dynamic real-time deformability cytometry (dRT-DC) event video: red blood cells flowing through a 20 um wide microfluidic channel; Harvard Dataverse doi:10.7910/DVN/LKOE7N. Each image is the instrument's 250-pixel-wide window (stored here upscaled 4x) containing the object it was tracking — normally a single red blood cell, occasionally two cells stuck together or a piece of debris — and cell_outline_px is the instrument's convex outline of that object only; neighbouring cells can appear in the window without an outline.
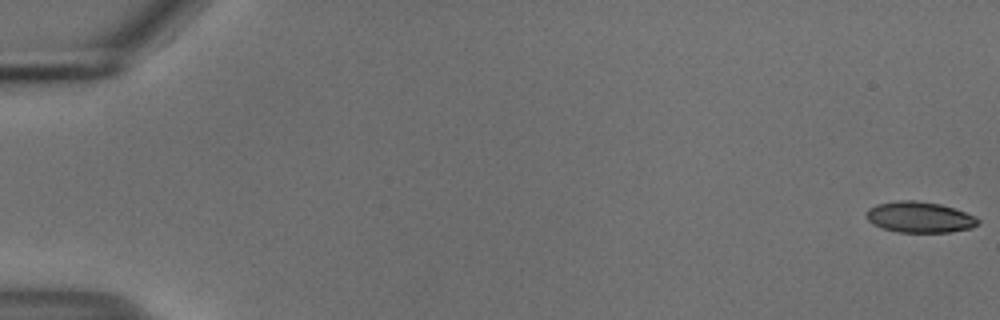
{"species": "common noctule bat (a hibernating species)", "species_latin": "Nyctalus noctula", "temperature_condition": "cold", "stored_images_in_passage": 55, "camera_frame_rate_fps": 3000, "um_per_image_px": 0.085, "animal": {"sex": "male", "body_mass_g": 18.8}, "frame": {"image": 1, "passage_image": 1, "time_ms": 0.0, "image_size_px": [1000, 320], "cell_outline_px": [[980, 220], [972, 228], [948, 232], [896, 232], [880, 228], [872, 224], [864, 216], [868, 208], [876, 204], [900, 200], [916, 200], [940, 204], [976, 216]], "centroid_in_image_um": [78.11, 18.46], "position_along_channel_um": 6.9, "area_um2": 20.23}}
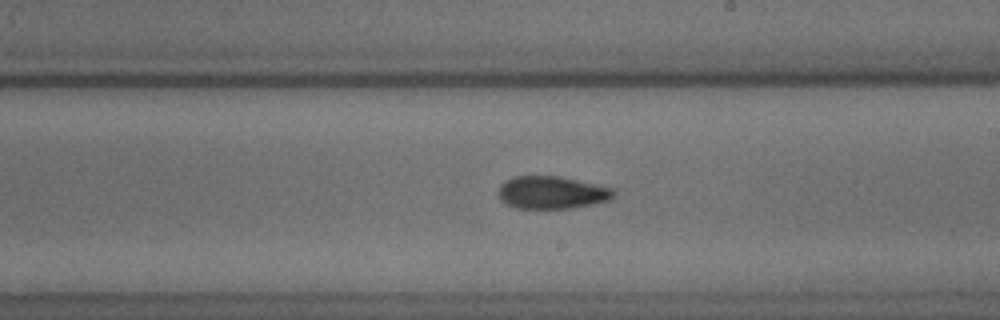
{"frame": {"image": 2, "passage_image": 33, "time_ms": 10.667, "image_size_px": [1000, 320], "cell_outline_px": [[616, 192], [608, 200], [592, 204], [572, 208], [516, 208], [504, 204], [500, 200], [496, 192], [500, 184], [504, 180], [516, 176], [560, 176], [616, 188]], "centroid_in_image_um": [46.87, 16.36], "position_along_channel_um": 242.1, "area_um2": 22.25}}
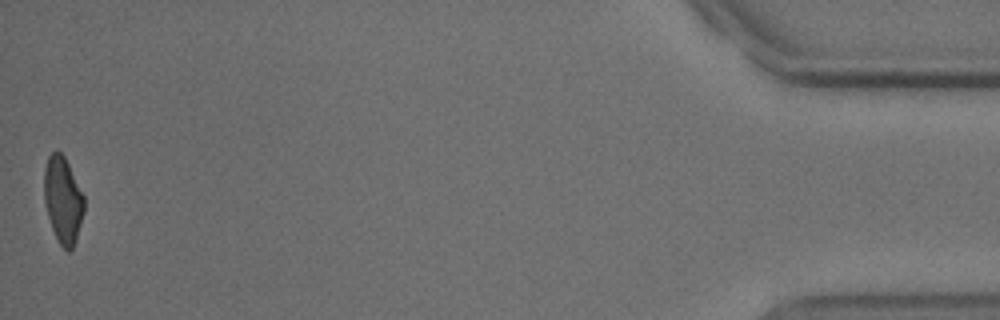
{"frame": {"image": 3, "passage_image": 55, "time_ms": 18.0, "image_size_px": [1000, 320], "cell_outline_px": [[84, 212], [72, 248], [68, 252], [60, 244], [52, 228], [48, 216], [44, 200], [44, 168], [48, 156], [56, 148], [64, 156], [84, 196]], "centroid_in_image_um": [5.33, 16.95], "position_along_channel_um": 429.9, "area_um2": 19.88}, "authors_computed_cell_mechanics": {"area_um2": 21.2126, "velocity_mm_per_s": 3.7458, "shape_relaxation_time_tau1_ms": 10.6656, "shape_relaxation_time_tau2_ms": 3.3771, "deformation_change_tau1": 0.2128, "deformation_change_tau2": 0.1023}}